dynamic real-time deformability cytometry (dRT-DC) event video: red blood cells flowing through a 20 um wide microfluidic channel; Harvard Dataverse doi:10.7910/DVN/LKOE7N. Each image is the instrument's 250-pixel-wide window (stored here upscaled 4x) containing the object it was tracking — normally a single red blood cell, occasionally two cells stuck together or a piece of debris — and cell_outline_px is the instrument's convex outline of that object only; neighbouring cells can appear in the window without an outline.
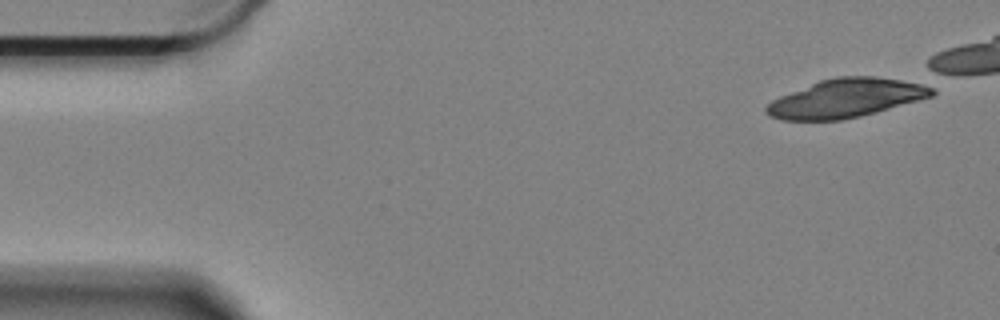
{"species": "Egyptian fruit bat (a non-hibernating species)", "species_latin": "Rousettus aegyptiacus", "temperature_condition": "cold", "stored_images_in_passage": 29, "camera_frame_rate_fps": 3000, "um_per_image_px": 0.085, "animal": {"sex": "female"}, "frame": {"image": 1, "passage_image": 1, "time_ms": 0.0, "image_size_px": [1000, 320], "cell_outline_px": [[936, 92], [932, 96], [876, 112], [860, 116], [840, 120], [780, 120], [768, 116], [764, 112], [764, 108], [772, 100], [780, 96], [820, 80], [836, 76], [872, 76], [932, 84]], "centroid_in_image_um": [71.92, 8.34], "position_along_channel_um": 13.1, "area_um2": 37.45}}